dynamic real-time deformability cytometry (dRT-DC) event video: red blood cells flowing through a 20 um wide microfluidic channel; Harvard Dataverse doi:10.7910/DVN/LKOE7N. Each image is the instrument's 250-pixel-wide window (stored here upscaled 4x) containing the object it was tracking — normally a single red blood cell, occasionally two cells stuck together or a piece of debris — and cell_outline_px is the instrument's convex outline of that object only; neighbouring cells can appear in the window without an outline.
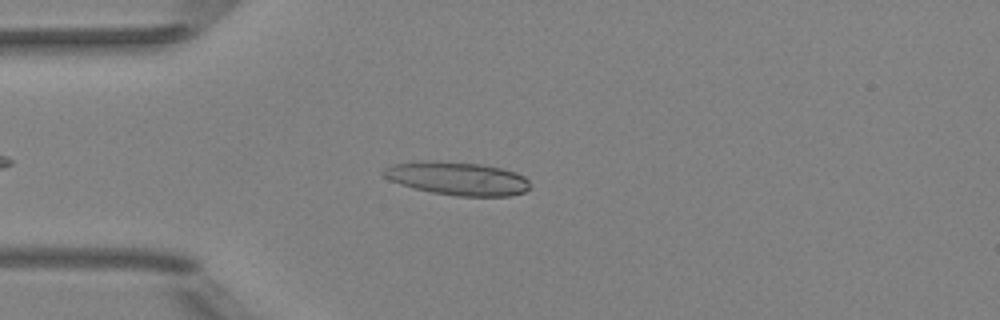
{"species": "Egyptian fruit bat (a non-hibernating species)", "species_latin": "Rousettus aegyptiacus", "temperature_condition": "room temperature", "stored_images_in_passage": 41, "camera_frame_rate_fps": 3000, "um_per_image_px": 0.085, "animal": {"sex": "female"}, "frame": {"image": 1, "passage_image": 7, "time_ms": 2.0, "image_size_px": [1000, 320], "cell_outline_px": [[528, 188], [524, 192], [512, 196], [456, 196], [432, 192], [400, 184], [384, 176], [380, 172], [384, 168], [392, 164], [424, 160], [432, 160], [480, 164], [500, 168], [516, 172], [524, 176], [528, 180]], "centroid_in_image_um": [38.87, 15.16], "position_along_channel_um": 46.1, "area_um2": 28.32}}
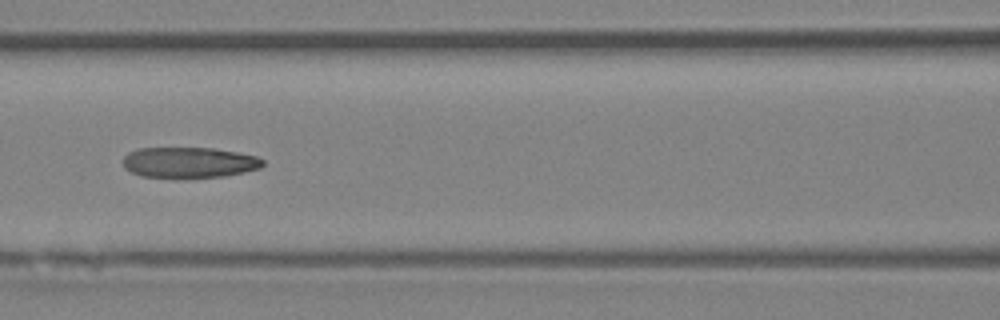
{"frame": {"image": 2, "passage_image": 16, "time_ms": 5.0, "image_size_px": [1000, 320], "cell_outline_px": [[264, 164], [260, 168], [244, 172], [224, 176], [180, 180], [140, 176], [124, 168], [124, 156], [128, 152], [136, 148], [212, 148], [236, 152], [256, 156], [264, 160]], "centroid_in_image_um": [16.04, 13.84], "position_along_channel_um": 150.6, "area_um2": 25.72}}
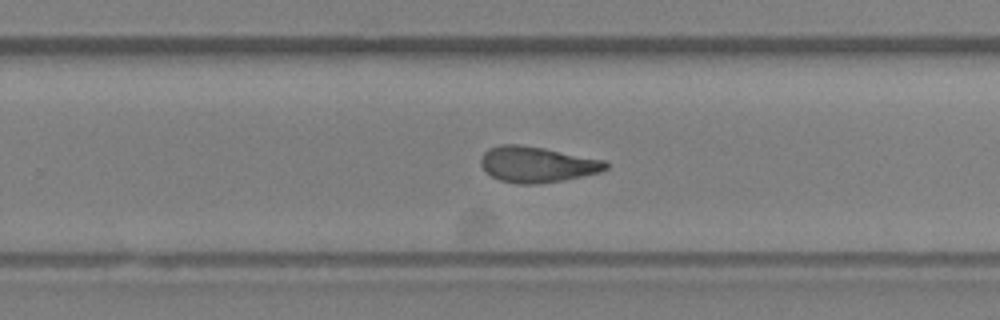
{"frame": {"image": 3, "passage_image": 26, "time_ms": 8.333, "image_size_px": [1000, 320], "cell_outline_px": [[608, 168], [600, 172], [564, 180], [536, 184], [516, 184], [500, 180], [492, 176], [480, 164], [480, 160], [484, 152], [488, 148], [500, 144], [516, 144], [544, 148], [604, 160], [608, 164]], "centroid_in_image_um": [45.63, 13.97], "position_along_channel_um": 284.2, "area_um2": 25.95}, "authors_computed_cell_mechanics": {"area_um2": 25.5476, "velocity_mm_per_s": 4.0366, "shape_relaxation_time_tau1_ms": null, "shape_relaxation_time_tau2_ms": 3.1169, "deformation_change_tau1": null, "deformation_change_tau2": 0.1218}}